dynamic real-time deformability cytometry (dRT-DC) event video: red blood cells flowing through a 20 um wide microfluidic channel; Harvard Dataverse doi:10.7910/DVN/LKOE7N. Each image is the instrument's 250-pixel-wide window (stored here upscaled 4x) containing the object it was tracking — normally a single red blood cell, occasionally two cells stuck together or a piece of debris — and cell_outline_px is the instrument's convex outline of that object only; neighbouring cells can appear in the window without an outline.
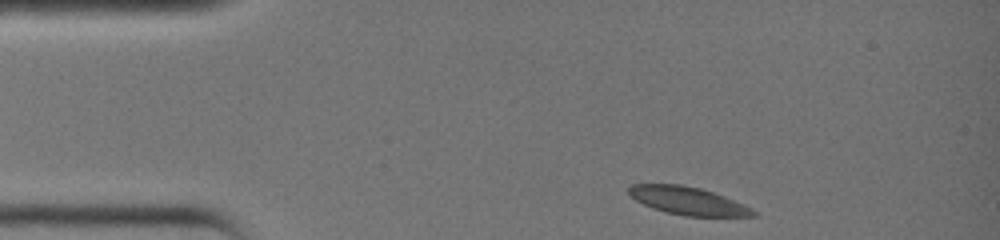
{"species": "common noctule bat (a hibernating species)", "species_latin": "Nyctalus noctula", "temperature_condition": "warm", "stored_images_in_passage": 29, "camera_frame_rate_fps": 3000, "um_per_image_px": 0.085, "animal": {"sex": "female", "body_mass_g": 19.0, "forearm_length_mm": 51.5}, "frame": {"image": 1, "passage_image": 1, "time_ms": 0.0, "image_size_px": [1000, 240], "cell_outline_px": [[760, 216], [684, 216], [664, 212], [652, 208], [636, 200], [628, 192], [628, 188], [632, 184], [680, 184], [700, 188], [724, 196], [744, 204], [752, 208]], "centroid_in_image_um": [58.49, 17.07], "position_along_channel_um": 26.5, "area_um2": 20.23}}
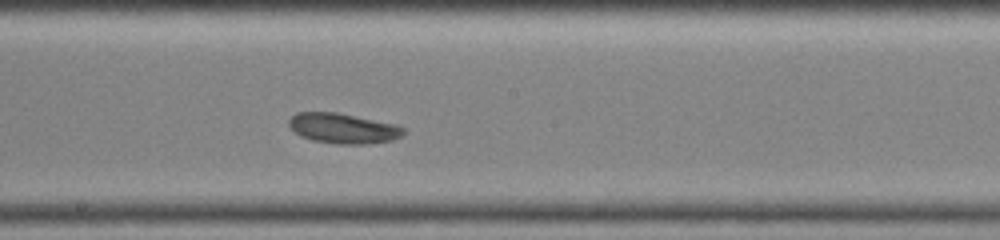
{"frame": {"image": 2, "passage_image": 16, "time_ms": 5.0, "image_size_px": [1000, 240], "cell_outline_px": [[404, 132], [400, 136], [392, 140], [368, 144], [336, 144], [312, 140], [300, 136], [288, 124], [288, 120], [296, 112], [336, 112], [396, 124], [404, 128]], "centroid_in_image_um": [29.15, 10.91], "position_along_channel_um": 219.1, "area_um2": 20.11}}
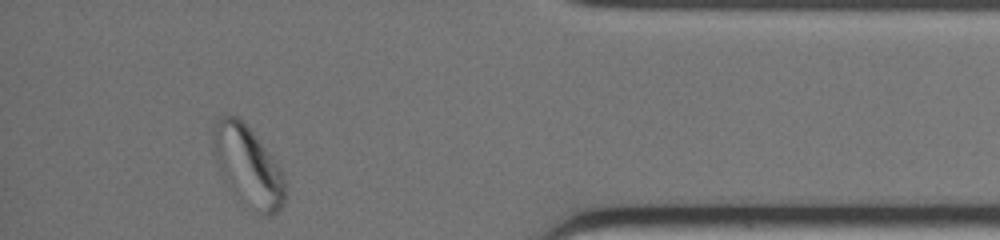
{"frame": {"image": 3, "passage_image": 29, "time_ms": 9.333, "image_size_px": [1000, 240], "cell_outline_px": [[284, 204], [276, 212], [268, 216], [264, 216], [256, 212], [220, 172], [216, 160], [212, 144], [216, 116], [224, 112], [228, 112], [236, 116], [252, 132], [284, 172]], "centroid_in_image_um": [21.07, 14.03], "position_along_channel_um": 414.1, "area_um2": 32.48}}